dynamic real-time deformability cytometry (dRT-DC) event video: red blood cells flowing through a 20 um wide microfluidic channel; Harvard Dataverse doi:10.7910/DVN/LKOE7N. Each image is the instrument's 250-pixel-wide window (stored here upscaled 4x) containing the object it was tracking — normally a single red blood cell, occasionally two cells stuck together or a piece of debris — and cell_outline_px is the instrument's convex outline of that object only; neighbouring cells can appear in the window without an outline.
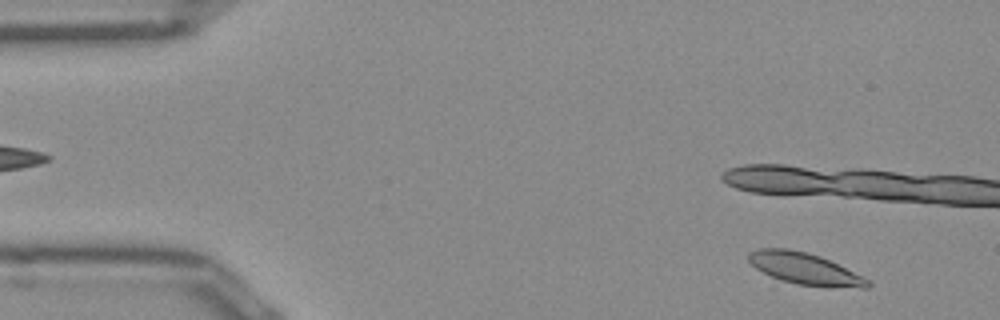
{"species": "Egyptian fruit bat (a non-hibernating species)", "species_latin": "Rousettus aegyptiacus", "temperature_condition": "room temperature", "stored_images_in_passage": 11, "camera_frame_rate_fps": 3000, "um_per_image_px": 0.085, "frame": {"image": 1, "passage_image": 2, "time_ms": 0.333, "image_size_px": [1000, 320], "cell_outline_px": [[872, 284], [868, 288], [860, 288], [796, 284], [772, 276], [756, 268], [748, 260], [748, 252], [756, 248], [788, 248], [820, 256], [868, 280]], "centroid_in_image_um": [68.35, 22.82], "position_along_channel_um": 16.6, "area_um2": 21.27}}